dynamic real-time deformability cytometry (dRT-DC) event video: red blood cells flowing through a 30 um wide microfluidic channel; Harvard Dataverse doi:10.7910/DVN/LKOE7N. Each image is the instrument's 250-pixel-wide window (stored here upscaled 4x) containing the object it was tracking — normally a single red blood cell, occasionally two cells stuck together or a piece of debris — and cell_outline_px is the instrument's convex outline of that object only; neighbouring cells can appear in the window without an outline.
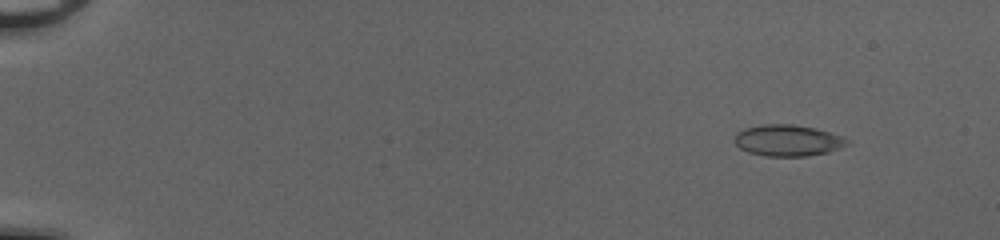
{"species": "common noctule bat (a hibernating species)", "species_latin": "Nyctalus noctula", "temperature_condition": "cold", "stored_images_in_passage": 53, "camera_frame_rate_fps": 3000, "um_per_image_px": 0.085, "animal": {"sex": "female", "body_mass_g": 20.0, "forearm_length_mm": 54.0}, "frame": {"image": 1, "passage_image": 6, "time_ms": 1.667, "image_size_px": [1000, 240], "cell_outline_px": [[848, 144], [828, 152], [808, 156], [764, 156], [748, 152], [740, 148], [736, 144], [736, 132], [744, 128], [764, 124], [792, 124], [812, 128], [828, 132], [840, 136], [848, 140]], "centroid_in_image_um": [66.92, 11.94], "position_along_channel_um": 18.1, "area_um2": 20.29}}
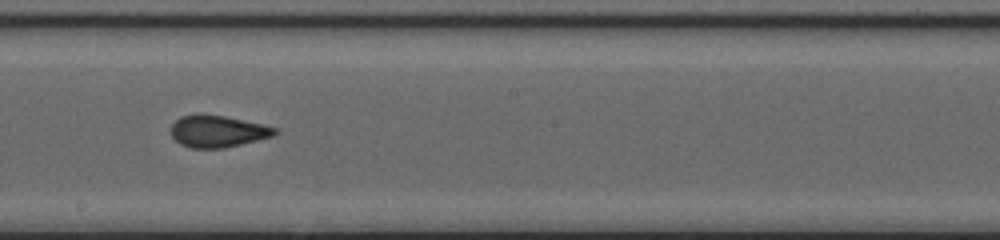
{"frame": {"image": 2, "passage_image": 32, "time_ms": 10.333, "image_size_px": [1000, 240], "cell_outline_px": [[280, 132], [272, 136], [224, 148], [192, 148], [180, 144], [168, 132], [168, 128], [180, 116], [196, 112], [200, 112], [224, 116], [264, 124], [276, 128]], "centroid_in_image_um": [18.44, 11.13], "position_along_channel_um": 229.8, "area_um2": 19.71}}
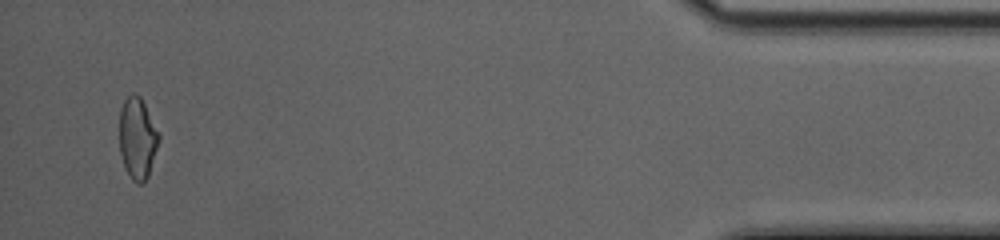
{"frame": {"image": 3, "passage_image": 51, "time_ms": 16.667, "image_size_px": [1000, 240], "cell_outline_px": [[160, 140], [148, 176], [144, 184], [136, 184], [132, 180], [124, 164], [120, 152], [120, 108], [124, 100], [132, 92], [136, 92], [140, 96], [160, 136]], "centroid_in_image_um": [11.68, 11.76], "position_along_channel_um": 423.5, "area_um2": 18.61}, "authors_computed_cell_mechanics": {"area_um2": 19.652, "velocity_mm_per_s": 4.0976, "shape_relaxation_time_tau1_ms": null, "shape_relaxation_time_tau2_ms": 1.0279, "deformation_change_tau1": null, "deformation_change_tau2": 0.0655}}